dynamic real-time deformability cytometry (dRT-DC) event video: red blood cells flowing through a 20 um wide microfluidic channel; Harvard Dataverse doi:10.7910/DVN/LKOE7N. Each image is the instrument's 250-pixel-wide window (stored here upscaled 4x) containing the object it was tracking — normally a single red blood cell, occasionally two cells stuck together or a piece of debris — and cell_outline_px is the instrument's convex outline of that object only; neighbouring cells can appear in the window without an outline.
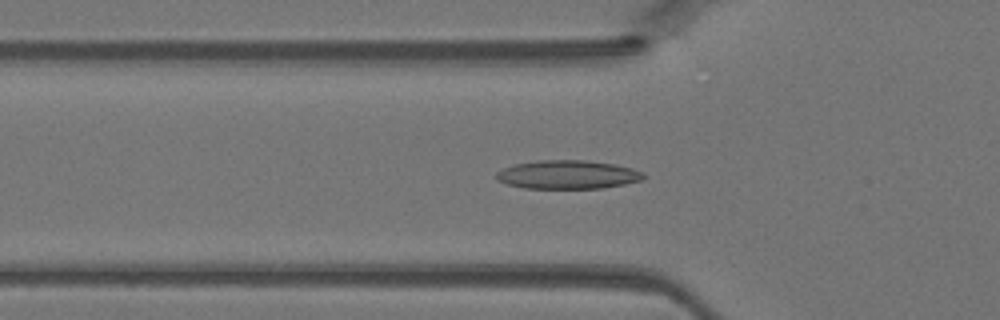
{"species": "Egyptian fruit bat (a non-hibernating species)", "species_latin": "Rousettus aegyptiacus", "temperature_condition": "warm", "stored_images_in_passage": 39, "camera_frame_rate_fps": 3000, "um_per_image_px": 0.085, "animal": {"sex": "female"}, "frame": {"image": 1, "passage_image": 15, "time_ms": 4.667, "image_size_px": [1000, 320], "cell_outline_px": [[644, 176], [640, 180], [624, 184], [604, 188], [524, 188], [508, 184], [496, 180], [496, 172], [504, 168], [516, 164], [536, 160], [584, 160], [616, 164], [632, 168], [644, 172]], "centroid_in_image_um": [48.25, 14.84], "position_along_channel_um": 77.5, "area_um2": 24.51}}
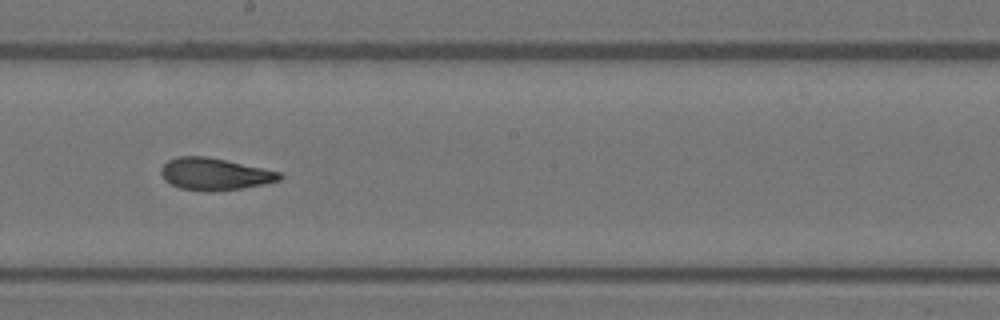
{"frame": {"image": 2, "passage_image": 25, "time_ms": 8.0, "image_size_px": [1000, 320], "cell_outline_px": [[284, 176], [280, 180], [264, 184], [240, 188], [212, 192], [208, 192], [180, 188], [164, 180], [160, 172], [160, 168], [168, 160], [176, 156], [204, 156], [224, 160], [280, 172]], "centroid_in_image_um": [18.21, 14.8], "position_along_channel_um": 230.0, "area_um2": 22.02}}
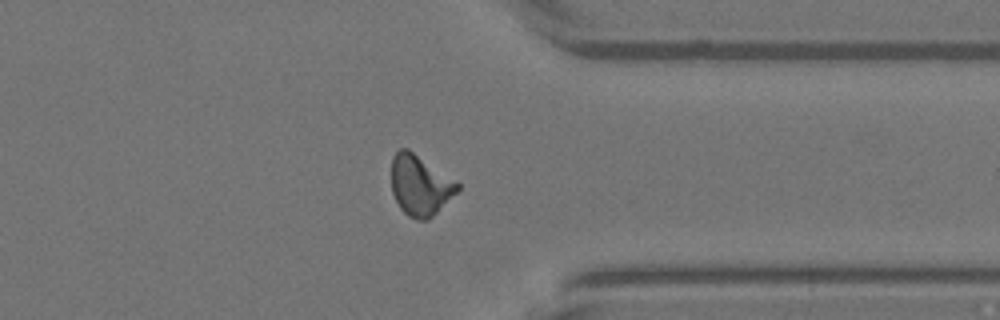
{"frame": {"image": 3, "passage_image": 35, "time_ms": 11.333, "image_size_px": [1000, 320], "cell_outline_px": [[460, 188], [428, 220], [420, 220], [408, 216], [400, 208], [392, 192], [392, 156], [400, 148], [408, 148], [460, 184]], "centroid_in_image_um": [35.68, 15.74], "position_along_channel_um": 375.7, "area_um2": 22.89}}